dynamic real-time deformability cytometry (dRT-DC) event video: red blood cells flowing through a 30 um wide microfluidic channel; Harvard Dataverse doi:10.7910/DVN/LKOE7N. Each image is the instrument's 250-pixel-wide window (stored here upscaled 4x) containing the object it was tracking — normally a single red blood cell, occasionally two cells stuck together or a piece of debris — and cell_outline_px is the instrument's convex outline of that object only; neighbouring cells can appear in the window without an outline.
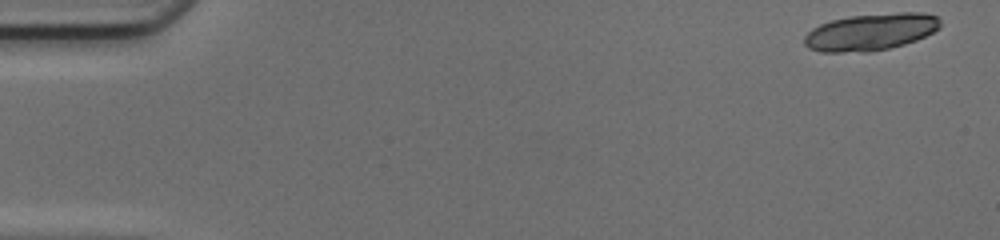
{"species": "common noctule bat (a hibernating species)", "species_latin": "Nyctalus noctula", "temperature_condition": "cold", "stored_images_in_passage": 17, "camera_frame_rate_fps": 3000, "um_per_image_px": 0.085, "animal": {"sex": "female", "body_mass_g": 17.0, "forearm_length_mm": 48.0}, "frame": {"image": 1, "passage_image": 1, "time_ms": 0.0, "image_size_px": [1000, 240], "cell_outline_px": [[940, 28], [916, 40], [904, 44], [888, 48], [868, 52], [820, 52], [808, 48], [804, 44], [804, 36], [812, 28], [820, 24], [832, 20], [848, 16], [900, 12], [924, 12], [936, 16], [940, 20]], "centroid_in_image_um": [73.99, 2.71], "position_along_channel_um": 11.0, "area_um2": 29.36}}